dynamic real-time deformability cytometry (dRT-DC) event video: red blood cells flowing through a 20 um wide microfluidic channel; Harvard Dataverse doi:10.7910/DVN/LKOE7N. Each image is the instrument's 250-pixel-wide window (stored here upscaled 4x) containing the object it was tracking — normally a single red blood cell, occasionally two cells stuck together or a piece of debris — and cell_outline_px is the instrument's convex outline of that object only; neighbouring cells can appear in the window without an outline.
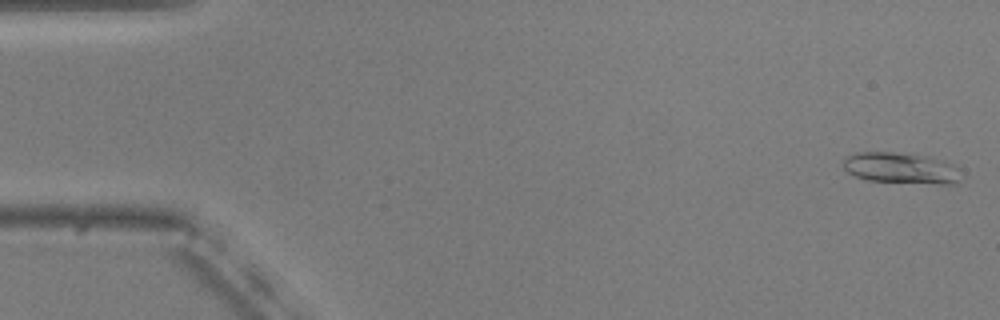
{"species": "common noctule bat (a hibernating species)", "species_latin": "Nyctalus noctula", "temperature_condition": "warm", "stored_images_in_passage": 10, "camera_frame_rate_fps": 3000, "um_per_image_px": 0.085, "animal": {"sex": "male", "body_mass_g": 20.5, "forearm_length_mm": 52.5}, "frame": {"image": 1, "passage_image": 2, "time_ms": 0.333, "image_size_px": [1000, 320], "cell_outline_px": [[956, 180], [952, 184], [944, 184], [868, 180], [856, 176], [848, 172], [844, 168], [844, 160], [848, 156], [856, 152], [892, 152], [928, 156], [956, 168]], "centroid_in_image_um": [76.46, 14.28], "position_along_channel_um": 8.5, "area_um2": 20.4}}